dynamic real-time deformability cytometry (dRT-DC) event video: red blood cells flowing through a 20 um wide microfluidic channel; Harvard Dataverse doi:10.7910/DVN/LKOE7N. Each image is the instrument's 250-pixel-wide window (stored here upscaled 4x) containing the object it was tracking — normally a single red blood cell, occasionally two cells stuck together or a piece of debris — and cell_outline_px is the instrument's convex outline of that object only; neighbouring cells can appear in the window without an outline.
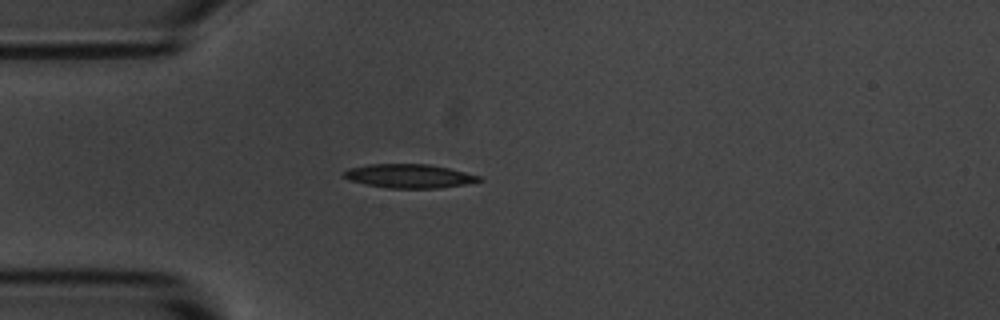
{"species": "common noctule bat (a hibernating species)", "species_latin": "Nyctalus noctula", "temperature_condition": "room temperature", "stored_images_in_passage": 41, "camera_frame_rate_fps": 3000, "um_per_image_px": 0.085, "animal": {"sex": "male", "body_mass_g": 20.1, "forearm_length_mm": 53.5}, "frame": {"image": 1, "passage_image": 1, "time_ms": 0.0, "image_size_px": [1000, 320], "cell_outline_px": [[484, 180], [468, 184], [440, 188], [388, 188], [348, 180], [344, 176], [344, 172], [348, 168], [368, 164], [428, 164], [448, 168], [480, 176]], "centroid_in_image_um": [34.8, 14.96], "position_along_channel_um": 50.2, "area_um2": 18.73}}
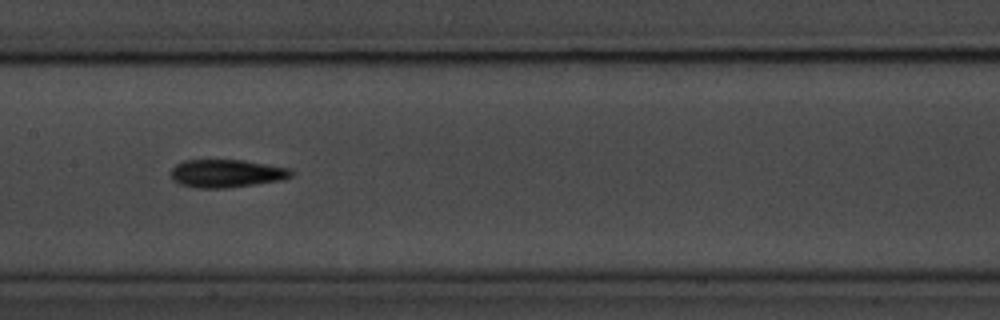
{"frame": {"image": 2, "passage_image": 13, "time_ms": 4.0, "image_size_px": [1000, 320], "cell_outline_px": [[292, 176], [280, 180], [256, 184], [228, 188], [196, 188], [180, 184], [172, 180], [172, 168], [176, 164], [184, 160], [244, 160], [288, 168], [292, 172]], "centroid_in_image_um": [19.22, 14.74], "position_along_channel_um": 188.2, "area_um2": 19.54}}
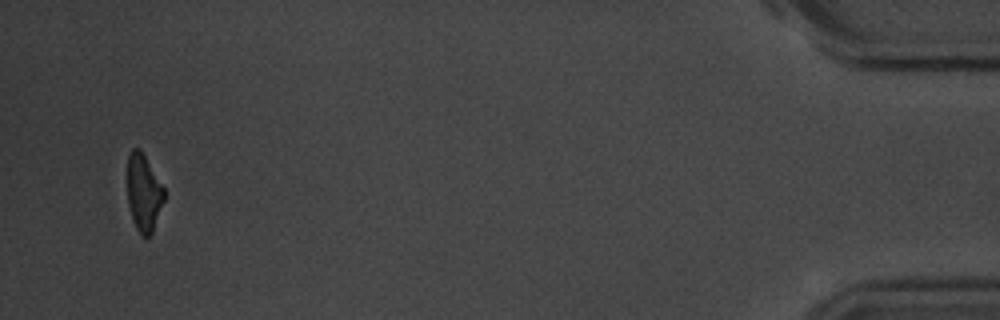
{"frame": {"image": 3, "passage_image": 39, "time_ms": 12.667, "image_size_px": [1000, 320], "cell_outline_px": [[164, 200], [152, 232], [148, 236], [140, 236], [132, 220], [128, 204], [128, 156], [132, 148], [140, 148], [164, 188]], "centroid_in_image_um": [12.2, 16.39], "position_along_channel_um": 423.0, "area_um2": 16.36}, "authors_computed_cell_mechanics": {"area_um2": 18.496, "velocity_mm_per_s": 3.6682, "shape_relaxation_time_tau1_ms": 3.7724, "shape_relaxation_time_tau2_ms": 8.7092, "deformation_change_tau1": 0.1815, "deformation_change_tau2": 0.1827}}